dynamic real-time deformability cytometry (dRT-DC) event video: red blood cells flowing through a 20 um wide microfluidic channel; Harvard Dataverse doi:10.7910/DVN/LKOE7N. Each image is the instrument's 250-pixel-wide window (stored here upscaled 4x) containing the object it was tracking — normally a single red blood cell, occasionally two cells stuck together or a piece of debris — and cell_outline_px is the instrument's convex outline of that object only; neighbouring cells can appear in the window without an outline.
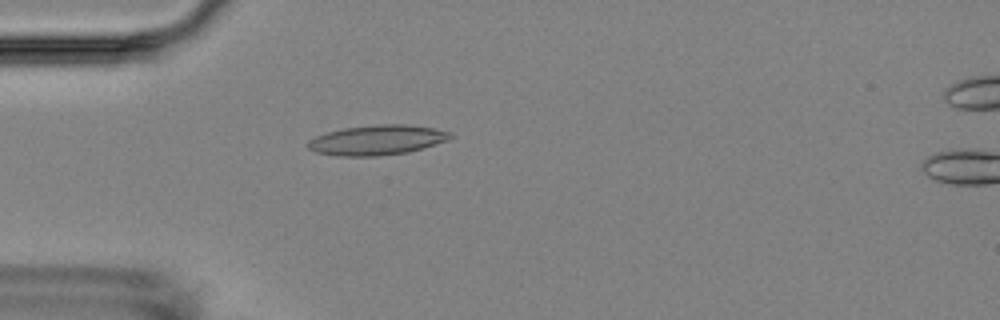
{"species": "Egyptian fruit bat (a non-hibernating species)", "species_latin": "Rousettus aegyptiacus", "temperature_condition": "room temperature", "stored_images_in_passage": 5, "camera_frame_rate_fps": 3000, "um_per_image_px": 0.085, "animal": {"sex": "female"}, "frame": {"image": 1, "passage_image": 4, "time_ms": 4.667, "image_size_px": [1000, 320], "cell_outline_px": [[452, 136], [448, 140], [408, 152], [380, 156], [336, 156], [316, 152], [308, 148], [308, 140], [316, 136], [328, 132], [344, 128], [380, 124], [408, 124], [432, 128], [452, 132]], "centroid_in_image_um": [32.04, 11.9], "position_along_channel_um": 53.0, "area_um2": 24.74}}